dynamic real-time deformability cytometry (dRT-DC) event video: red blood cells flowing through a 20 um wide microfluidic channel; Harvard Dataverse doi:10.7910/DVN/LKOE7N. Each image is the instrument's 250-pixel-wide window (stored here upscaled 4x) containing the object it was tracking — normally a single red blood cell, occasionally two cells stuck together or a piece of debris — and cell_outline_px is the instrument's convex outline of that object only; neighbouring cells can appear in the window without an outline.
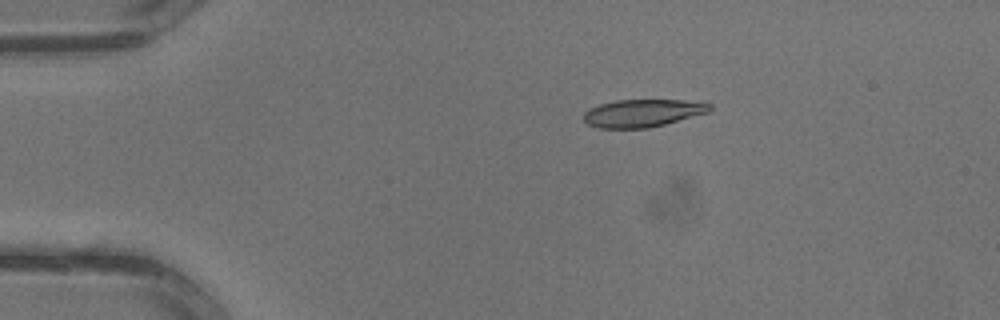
{"species": "common noctule bat (a hibernating species)", "species_latin": "Nyctalus noctula", "temperature_condition": "warm", "stored_images_in_passage": 3, "camera_frame_rate_fps": 3000, "um_per_image_px": 0.085, "animal": {"sex": "male", "body_mass_g": 13.3}, "frame": {"image": 1, "passage_image": 2, "time_ms": 0.333, "image_size_px": [1000, 320], "cell_outline_px": [[712, 108], [708, 112], [664, 124], [648, 128], [600, 128], [588, 124], [584, 120], [584, 112], [588, 108], [600, 104], [616, 100], [684, 100], [712, 104]], "centroid_in_image_um": [54.6, 9.61], "position_along_channel_um": 30.4, "area_um2": 20.17}}